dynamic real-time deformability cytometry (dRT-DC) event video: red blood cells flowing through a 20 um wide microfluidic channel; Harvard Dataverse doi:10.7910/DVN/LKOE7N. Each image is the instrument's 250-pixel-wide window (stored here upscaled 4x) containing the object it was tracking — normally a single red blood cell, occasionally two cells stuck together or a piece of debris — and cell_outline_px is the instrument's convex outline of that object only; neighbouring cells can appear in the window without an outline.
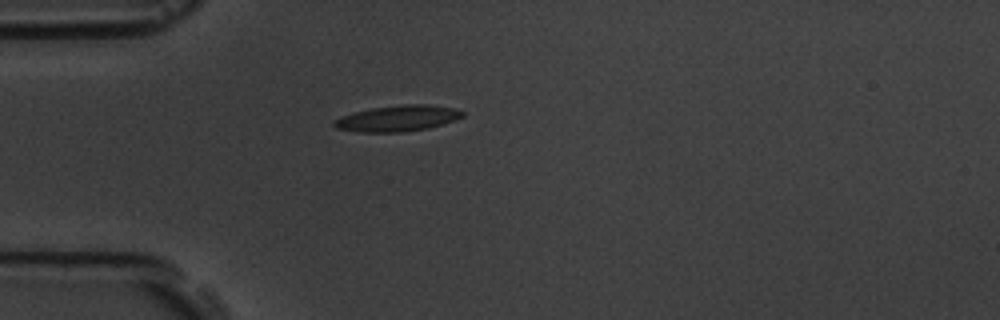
{"species": "common noctule bat (a hibernating species)", "species_latin": "Nyctalus noctula", "temperature_condition": "room temperature", "stored_images_in_passage": 1, "camera_frame_rate_fps": 3000, "um_per_image_px": 0.085, "animal": {"sex": "male", "body_mass_g": 19.5, "forearm_length_mm": 54.6}, "frame": {"image": 1, "passage_image": 1, "time_ms": 0.0, "image_size_px": [1000, 320], "cell_outline_px": [[464, 116], [456, 120], [428, 128], [404, 132], [360, 132], [336, 128], [332, 124], [332, 120], [356, 112], [372, 108], [404, 104], [428, 104], [456, 108], [464, 112]], "centroid_in_image_um": [33.84, 10.06], "position_along_channel_um": 51.2, "area_um2": 19.42}}